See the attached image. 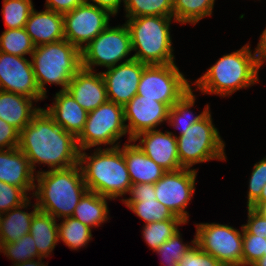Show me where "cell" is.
I'll use <instances>...</instances> for the list:
<instances>
[{
	"label": "cell",
	"instance_id": "cell-1",
	"mask_svg": "<svg viewBox=\"0 0 266 266\" xmlns=\"http://www.w3.org/2000/svg\"><path fill=\"white\" fill-rule=\"evenodd\" d=\"M18 148L33 171L36 163L47 164L51 170L79 164L77 138L57 125L43 108L20 131Z\"/></svg>",
	"mask_w": 266,
	"mask_h": 266
},
{
	"label": "cell",
	"instance_id": "cell-2",
	"mask_svg": "<svg viewBox=\"0 0 266 266\" xmlns=\"http://www.w3.org/2000/svg\"><path fill=\"white\" fill-rule=\"evenodd\" d=\"M36 204L39 211L54 218L71 217L82 196L88 191L80 165L65 169L37 171Z\"/></svg>",
	"mask_w": 266,
	"mask_h": 266
},
{
	"label": "cell",
	"instance_id": "cell-3",
	"mask_svg": "<svg viewBox=\"0 0 266 266\" xmlns=\"http://www.w3.org/2000/svg\"><path fill=\"white\" fill-rule=\"evenodd\" d=\"M79 165L89 191L111 200L129 192L132 183L121 146L99 147L90 156L82 150L79 152Z\"/></svg>",
	"mask_w": 266,
	"mask_h": 266
},
{
	"label": "cell",
	"instance_id": "cell-4",
	"mask_svg": "<svg viewBox=\"0 0 266 266\" xmlns=\"http://www.w3.org/2000/svg\"><path fill=\"white\" fill-rule=\"evenodd\" d=\"M249 44L223 55L194 83L201 93L230 96L258 82L260 66Z\"/></svg>",
	"mask_w": 266,
	"mask_h": 266
},
{
	"label": "cell",
	"instance_id": "cell-5",
	"mask_svg": "<svg viewBox=\"0 0 266 266\" xmlns=\"http://www.w3.org/2000/svg\"><path fill=\"white\" fill-rule=\"evenodd\" d=\"M173 16H140L129 18L127 25L132 44L136 51L133 59L146 65L174 63V50L170 36Z\"/></svg>",
	"mask_w": 266,
	"mask_h": 266
},
{
	"label": "cell",
	"instance_id": "cell-6",
	"mask_svg": "<svg viewBox=\"0 0 266 266\" xmlns=\"http://www.w3.org/2000/svg\"><path fill=\"white\" fill-rule=\"evenodd\" d=\"M31 57L38 88L45 98V84L67 90L72 77L82 68L81 51L66 39L35 47Z\"/></svg>",
	"mask_w": 266,
	"mask_h": 266
},
{
	"label": "cell",
	"instance_id": "cell-7",
	"mask_svg": "<svg viewBox=\"0 0 266 266\" xmlns=\"http://www.w3.org/2000/svg\"><path fill=\"white\" fill-rule=\"evenodd\" d=\"M175 136L179 161L183 168H191L195 164L210 160L226 159L225 144L212 123L210 110L182 135Z\"/></svg>",
	"mask_w": 266,
	"mask_h": 266
},
{
	"label": "cell",
	"instance_id": "cell-8",
	"mask_svg": "<svg viewBox=\"0 0 266 266\" xmlns=\"http://www.w3.org/2000/svg\"><path fill=\"white\" fill-rule=\"evenodd\" d=\"M126 133L124 107L107 101L88 113L84 129L77 137V145L80 151L102 144L114 148L120 146L117 140Z\"/></svg>",
	"mask_w": 266,
	"mask_h": 266
},
{
	"label": "cell",
	"instance_id": "cell-9",
	"mask_svg": "<svg viewBox=\"0 0 266 266\" xmlns=\"http://www.w3.org/2000/svg\"><path fill=\"white\" fill-rule=\"evenodd\" d=\"M192 87L175 63L146 65L137 95L165 103L171 108Z\"/></svg>",
	"mask_w": 266,
	"mask_h": 266
},
{
	"label": "cell",
	"instance_id": "cell-10",
	"mask_svg": "<svg viewBox=\"0 0 266 266\" xmlns=\"http://www.w3.org/2000/svg\"><path fill=\"white\" fill-rule=\"evenodd\" d=\"M131 51V37L127 25H108L81 50V67L90 71H95L93 66H104L108 69L118 65Z\"/></svg>",
	"mask_w": 266,
	"mask_h": 266
},
{
	"label": "cell",
	"instance_id": "cell-11",
	"mask_svg": "<svg viewBox=\"0 0 266 266\" xmlns=\"http://www.w3.org/2000/svg\"><path fill=\"white\" fill-rule=\"evenodd\" d=\"M196 244L224 266H242L243 225L241 232L219 223L196 224Z\"/></svg>",
	"mask_w": 266,
	"mask_h": 266
},
{
	"label": "cell",
	"instance_id": "cell-12",
	"mask_svg": "<svg viewBox=\"0 0 266 266\" xmlns=\"http://www.w3.org/2000/svg\"><path fill=\"white\" fill-rule=\"evenodd\" d=\"M110 16L107 10L84 1L63 14L65 39L81 51L109 25Z\"/></svg>",
	"mask_w": 266,
	"mask_h": 266
},
{
	"label": "cell",
	"instance_id": "cell-13",
	"mask_svg": "<svg viewBox=\"0 0 266 266\" xmlns=\"http://www.w3.org/2000/svg\"><path fill=\"white\" fill-rule=\"evenodd\" d=\"M197 170L181 168L167 171L155 184L156 199L186 223L189 214L185 209L195 192Z\"/></svg>",
	"mask_w": 266,
	"mask_h": 266
},
{
	"label": "cell",
	"instance_id": "cell-14",
	"mask_svg": "<svg viewBox=\"0 0 266 266\" xmlns=\"http://www.w3.org/2000/svg\"><path fill=\"white\" fill-rule=\"evenodd\" d=\"M0 90L26 96L34 102L45 99L38 88L32 61L3 52H0Z\"/></svg>",
	"mask_w": 266,
	"mask_h": 266
},
{
	"label": "cell",
	"instance_id": "cell-15",
	"mask_svg": "<svg viewBox=\"0 0 266 266\" xmlns=\"http://www.w3.org/2000/svg\"><path fill=\"white\" fill-rule=\"evenodd\" d=\"M146 64L133 56L118 65L101 72L107 91L108 101L125 106L135 95Z\"/></svg>",
	"mask_w": 266,
	"mask_h": 266
},
{
	"label": "cell",
	"instance_id": "cell-16",
	"mask_svg": "<svg viewBox=\"0 0 266 266\" xmlns=\"http://www.w3.org/2000/svg\"><path fill=\"white\" fill-rule=\"evenodd\" d=\"M124 107V120L129 141L137 134L154 130L159 124L168 120L169 107L165 103L157 102L154 99L144 98L135 95Z\"/></svg>",
	"mask_w": 266,
	"mask_h": 266
},
{
	"label": "cell",
	"instance_id": "cell-17",
	"mask_svg": "<svg viewBox=\"0 0 266 266\" xmlns=\"http://www.w3.org/2000/svg\"><path fill=\"white\" fill-rule=\"evenodd\" d=\"M147 130L137 134L131 142L140 141L137 146L141 151L166 171L183 168L180 165L177 138L169 131Z\"/></svg>",
	"mask_w": 266,
	"mask_h": 266
},
{
	"label": "cell",
	"instance_id": "cell-18",
	"mask_svg": "<svg viewBox=\"0 0 266 266\" xmlns=\"http://www.w3.org/2000/svg\"><path fill=\"white\" fill-rule=\"evenodd\" d=\"M128 194L131 197L122 199V201L127 208L144 220L145 224L168 219H181L156 199L154 184H132Z\"/></svg>",
	"mask_w": 266,
	"mask_h": 266
},
{
	"label": "cell",
	"instance_id": "cell-19",
	"mask_svg": "<svg viewBox=\"0 0 266 266\" xmlns=\"http://www.w3.org/2000/svg\"><path fill=\"white\" fill-rule=\"evenodd\" d=\"M67 91L88 113L108 101L106 85L101 72L81 68L69 82Z\"/></svg>",
	"mask_w": 266,
	"mask_h": 266
},
{
	"label": "cell",
	"instance_id": "cell-20",
	"mask_svg": "<svg viewBox=\"0 0 266 266\" xmlns=\"http://www.w3.org/2000/svg\"><path fill=\"white\" fill-rule=\"evenodd\" d=\"M34 171L24 153L18 148L0 150V181L22 188L35 190Z\"/></svg>",
	"mask_w": 266,
	"mask_h": 266
},
{
	"label": "cell",
	"instance_id": "cell-21",
	"mask_svg": "<svg viewBox=\"0 0 266 266\" xmlns=\"http://www.w3.org/2000/svg\"><path fill=\"white\" fill-rule=\"evenodd\" d=\"M24 28L35 47L65 39L63 14L46 8L41 12L33 8Z\"/></svg>",
	"mask_w": 266,
	"mask_h": 266
},
{
	"label": "cell",
	"instance_id": "cell-22",
	"mask_svg": "<svg viewBox=\"0 0 266 266\" xmlns=\"http://www.w3.org/2000/svg\"><path fill=\"white\" fill-rule=\"evenodd\" d=\"M54 99L52 106H47L45 110L57 125L77 138L84 129L88 112L67 90L57 92Z\"/></svg>",
	"mask_w": 266,
	"mask_h": 266
},
{
	"label": "cell",
	"instance_id": "cell-23",
	"mask_svg": "<svg viewBox=\"0 0 266 266\" xmlns=\"http://www.w3.org/2000/svg\"><path fill=\"white\" fill-rule=\"evenodd\" d=\"M123 155L132 184H155L167 172L146 156L135 142L124 143Z\"/></svg>",
	"mask_w": 266,
	"mask_h": 266
},
{
	"label": "cell",
	"instance_id": "cell-24",
	"mask_svg": "<svg viewBox=\"0 0 266 266\" xmlns=\"http://www.w3.org/2000/svg\"><path fill=\"white\" fill-rule=\"evenodd\" d=\"M33 99L0 90V119L21 131L41 109L33 106Z\"/></svg>",
	"mask_w": 266,
	"mask_h": 266
},
{
	"label": "cell",
	"instance_id": "cell-25",
	"mask_svg": "<svg viewBox=\"0 0 266 266\" xmlns=\"http://www.w3.org/2000/svg\"><path fill=\"white\" fill-rule=\"evenodd\" d=\"M30 201L31 200L28 199L23 205L0 214V243L17 241L25 234L29 233L32 218L38 211L36 203L33 205V211L30 213L22 211V208L27 209L28 205L31 203Z\"/></svg>",
	"mask_w": 266,
	"mask_h": 266
},
{
	"label": "cell",
	"instance_id": "cell-26",
	"mask_svg": "<svg viewBox=\"0 0 266 266\" xmlns=\"http://www.w3.org/2000/svg\"><path fill=\"white\" fill-rule=\"evenodd\" d=\"M29 234L34 239L39 255L48 257L59 242L56 218L38 210L32 218Z\"/></svg>",
	"mask_w": 266,
	"mask_h": 266
},
{
	"label": "cell",
	"instance_id": "cell-27",
	"mask_svg": "<svg viewBox=\"0 0 266 266\" xmlns=\"http://www.w3.org/2000/svg\"><path fill=\"white\" fill-rule=\"evenodd\" d=\"M108 199L110 200L108 197L88 190L75 207L72 217L90 228L99 227L109 219L106 202Z\"/></svg>",
	"mask_w": 266,
	"mask_h": 266
},
{
	"label": "cell",
	"instance_id": "cell-28",
	"mask_svg": "<svg viewBox=\"0 0 266 266\" xmlns=\"http://www.w3.org/2000/svg\"><path fill=\"white\" fill-rule=\"evenodd\" d=\"M195 100V95H193L191 88L169 109L167 123L175 129H180L179 135H182L185 130L202 119L210 110L207 104L201 114L195 116L193 112L190 111L192 106L195 105Z\"/></svg>",
	"mask_w": 266,
	"mask_h": 266
},
{
	"label": "cell",
	"instance_id": "cell-29",
	"mask_svg": "<svg viewBox=\"0 0 266 266\" xmlns=\"http://www.w3.org/2000/svg\"><path fill=\"white\" fill-rule=\"evenodd\" d=\"M215 0H173V18L181 24H197L210 16Z\"/></svg>",
	"mask_w": 266,
	"mask_h": 266
},
{
	"label": "cell",
	"instance_id": "cell-30",
	"mask_svg": "<svg viewBox=\"0 0 266 266\" xmlns=\"http://www.w3.org/2000/svg\"><path fill=\"white\" fill-rule=\"evenodd\" d=\"M91 229L72 216L65 217L58 224V240L61 239L70 249L78 250L92 239Z\"/></svg>",
	"mask_w": 266,
	"mask_h": 266
},
{
	"label": "cell",
	"instance_id": "cell-31",
	"mask_svg": "<svg viewBox=\"0 0 266 266\" xmlns=\"http://www.w3.org/2000/svg\"><path fill=\"white\" fill-rule=\"evenodd\" d=\"M126 18L173 16V0H126Z\"/></svg>",
	"mask_w": 266,
	"mask_h": 266
},
{
	"label": "cell",
	"instance_id": "cell-32",
	"mask_svg": "<svg viewBox=\"0 0 266 266\" xmlns=\"http://www.w3.org/2000/svg\"><path fill=\"white\" fill-rule=\"evenodd\" d=\"M34 50L35 45L25 28L6 29L0 36V52L31 57Z\"/></svg>",
	"mask_w": 266,
	"mask_h": 266
},
{
	"label": "cell",
	"instance_id": "cell-33",
	"mask_svg": "<svg viewBox=\"0 0 266 266\" xmlns=\"http://www.w3.org/2000/svg\"><path fill=\"white\" fill-rule=\"evenodd\" d=\"M186 224L182 219H168L145 224L143 228V238L148 246L156 251L166 242L175 232L178 226Z\"/></svg>",
	"mask_w": 266,
	"mask_h": 266
},
{
	"label": "cell",
	"instance_id": "cell-34",
	"mask_svg": "<svg viewBox=\"0 0 266 266\" xmlns=\"http://www.w3.org/2000/svg\"><path fill=\"white\" fill-rule=\"evenodd\" d=\"M34 8L32 0H3V18L6 29L24 28Z\"/></svg>",
	"mask_w": 266,
	"mask_h": 266
},
{
	"label": "cell",
	"instance_id": "cell-35",
	"mask_svg": "<svg viewBox=\"0 0 266 266\" xmlns=\"http://www.w3.org/2000/svg\"><path fill=\"white\" fill-rule=\"evenodd\" d=\"M0 252L4 253L14 264L21 263L35 257L42 258L36 248L33 237L28 233L19 240L11 243H0Z\"/></svg>",
	"mask_w": 266,
	"mask_h": 266
},
{
	"label": "cell",
	"instance_id": "cell-36",
	"mask_svg": "<svg viewBox=\"0 0 266 266\" xmlns=\"http://www.w3.org/2000/svg\"><path fill=\"white\" fill-rule=\"evenodd\" d=\"M180 231L175 232L166 242H164L155 252L161 255L164 266H178V263L188 250L196 243V238L191 241L192 245L182 242Z\"/></svg>",
	"mask_w": 266,
	"mask_h": 266
},
{
	"label": "cell",
	"instance_id": "cell-37",
	"mask_svg": "<svg viewBox=\"0 0 266 266\" xmlns=\"http://www.w3.org/2000/svg\"><path fill=\"white\" fill-rule=\"evenodd\" d=\"M266 238L252 235L243 227L242 266H252L264 256Z\"/></svg>",
	"mask_w": 266,
	"mask_h": 266
},
{
	"label": "cell",
	"instance_id": "cell-38",
	"mask_svg": "<svg viewBox=\"0 0 266 266\" xmlns=\"http://www.w3.org/2000/svg\"><path fill=\"white\" fill-rule=\"evenodd\" d=\"M28 199L22 188L0 181V214L23 205Z\"/></svg>",
	"mask_w": 266,
	"mask_h": 266
},
{
	"label": "cell",
	"instance_id": "cell-39",
	"mask_svg": "<svg viewBox=\"0 0 266 266\" xmlns=\"http://www.w3.org/2000/svg\"><path fill=\"white\" fill-rule=\"evenodd\" d=\"M266 183V157L254 164L251 177L249 179V191L247 207H251L260 197L262 189Z\"/></svg>",
	"mask_w": 266,
	"mask_h": 266
},
{
	"label": "cell",
	"instance_id": "cell-40",
	"mask_svg": "<svg viewBox=\"0 0 266 266\" xmlns=\"http://www.w3.org/2000/svg\"><path fill=\"white\" fill-rule=\"evenodd\" d=\"M178 266H224L212 255L203 252L195 243L178 263Z\"/></svg>",
	"mask_w": 266,
	"mask_h": 266
},
{
	"label": "cell",
	"instance_id": "cell-41",
	"mask_svg": "<svg viewBox=\"0 0 266 266\" xmlns=\"http://www.w3.org/2000/svg\"><path fill=\"white\" fill-rule=\"evenodd\" d=\"M248 221L243 227L252 235L266 238V217L256 209L247 207Z\"/></svg>",
	"mask_w": 266,
	"mask_h": 266
},
{
	"label": "cell",
	"instance_id": "cell-42",
	"mask_svg": "<svg viewBox=\"0 0 266 266\" xmlns=\"http://www.w3.org/2000/svg\"><path fill=\"white\" fill-rule=\"evenodd\" d=\"M20 131L0 119V150L18 147Z\"/></svg>",
	"mask_w": 266,
	"mask_h": 266
},
{
	"label": "cell",
	"instance_id": "cell-43",
	"mask_svg": "<svg viewBox=\"0 0 266 266\" xmlns=\"http://www.w3.org/2000/svg\"><path fill=\"white\" fill-rule=\"evenodd\" d=\"M85 0H46L45 8L61 14L72 11Z\"/></svg>",
	"mask_w": 266,
	"mask_h": 266
},
{
	"label": "cell",
	"instance_id": "cell-44",
	"mask_svg": "<svg viewBox=\"0 0 266 266\" xmlns=\"http://www.w3.org/2000/svg\"><path fill=\"white\" fill-rule=\"evenodd\" d=\"M91 1V4L107 10L112 16H114L118 13L121 2L123 1L125 4L126 0H85V2L88 3H90Z\"/></svg>",
	"mask_w": 266,
	"mask_h": 266
},
{
	"label": "cell",
	"instance_id": "cell-45",
	"mask_svg": "<svg viewBox=\"0 0 266 266\" xmlns=\"http://www.w3.org/2000/svg\"><path fill=\"white\" fill-rule=\"evenodd\" d=\"M257 62L261 67L264 61L266 60V28L260 35L259 43L254 51Z\"/></svg>",
	"mask_w": 266,
	"mask_h": 266
},
{
	"label": "cell",
	"instance_id": "cell-46",
	"mask_svg": "<svg viewBox=\"0 0 266 266\" xmlns=\"http://www.w3.org/2000/svg\"><path fill=\"white\" fill-rule=\"evenodd\" d=\"M44 258H38V262L35 259H30L21 263L14 264L13 266H47L42 262Z\"/></svg>",
	"mask_w": 266,
	"mask_h": 266
},
{
	"label": "cell",
	"instance_id": "cell-47",
	"mask_svg": "<svg viewBox=\"0 0 266 266\" xmlns=\"http://www.w3.org/2000/svg\"><path fill=\"white\" fill-rule=\"evenodd\" d=\"M266 204V183L262 189V193L259 199L251 206V208L257 209L260 205Z\"/></svg>",
	"mask_w": 266,
	"mask_h": 266
},
{
	"label": "cell",
	"instance_id": "cell-48",
	"mask_svg": "<svg viewBox=\"0 0 266 266\" xmlns=\"http://www.w3.org/2000/svg\"><path fill=\"white\" fill-rule=\"evenodd\" d=\"M252 266H266V257H262L257 262H255Z\"/></svg>",
	"mask_w": 266,
	"mask_h": 266
},
{
	"label": "cell",
	"instance_id": "cell-49",
	"mask_svg": "<svg viewBox=\"0 0 266 266\" xmlns=\"http://www.w3.org/2000/svg\"><path fill=\"white\" fill-rule=\"evenodd\" d=\"M256 210L266 217V204L260 205Z\"/></svg>",
	"mask_w": 266,
	"mask_h": 266
}]
</instances>
